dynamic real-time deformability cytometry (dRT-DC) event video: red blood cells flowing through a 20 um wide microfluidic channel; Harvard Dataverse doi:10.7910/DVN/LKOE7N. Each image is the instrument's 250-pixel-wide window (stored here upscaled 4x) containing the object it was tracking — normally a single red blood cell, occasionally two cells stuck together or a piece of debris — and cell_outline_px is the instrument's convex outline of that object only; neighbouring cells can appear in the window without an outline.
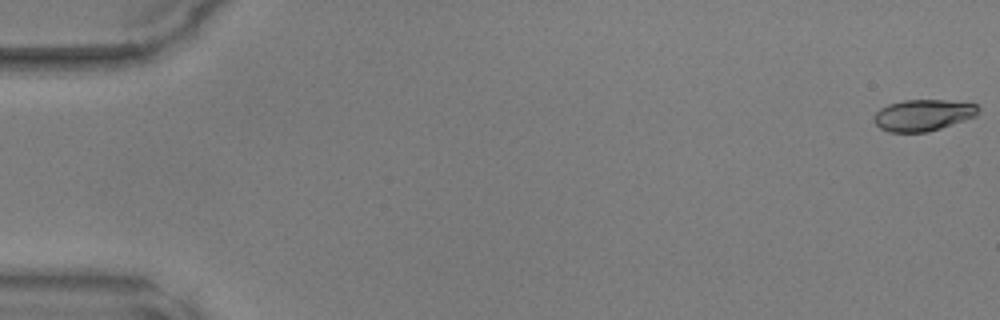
{"species": "common noctule bat (a hibernating species)", "species_latin": "Nyctalus noctula", "temperature_condition": "warm", "stored_images_in_passage": 47, "camera_frame_rate_fps": 3000, "um_per_image_px": 0.085, "animal": {"sex": "male", "body_mass_g": 17.9, "forearm_length_mm": 54.2}, "frame": {"image": 1, "passage_image": 1, "time_ms": 0.0, "image_size_px": [1000, 320], "cell_outline_px": [[980, 108], [976, 116], [928, 132], [888, 132], [880, 128], [872, 120], [872, 116], [880, 108], [888, 104], [904, 100], [948, 100], [976, 104]], "centroid_in_image_um": [78.43, 9.78], "position_along_channel_um": 6.6, "area_um2": 19.19}}
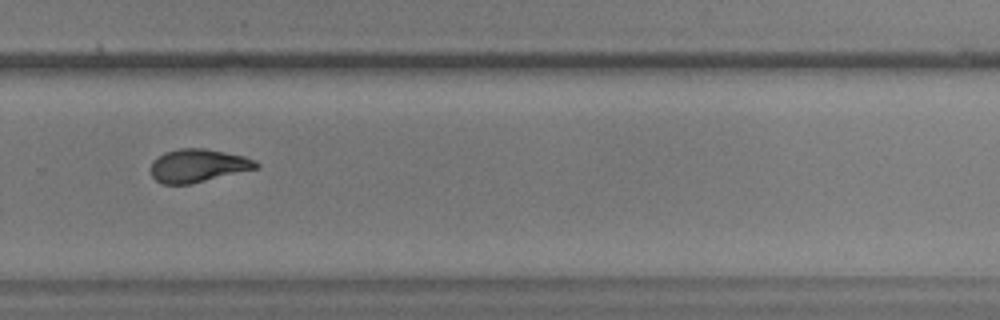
{"frame": {"image": 2, "passage_image": 34, "time_ms": 11.0, "image_size_px": [1000, 320], "cell_outline_px": [[260, 168], [192, 184], [164, 184], [156, 180], [152, 176], [152, 160], [164, 152], [180, 148], [204, 148], [244, 156], [256, 160], [260, 164]], "centroid_in_image_um": [16.87, 14.08], "position_along_channel_um": 312.9, "area_um2": 20.52}}
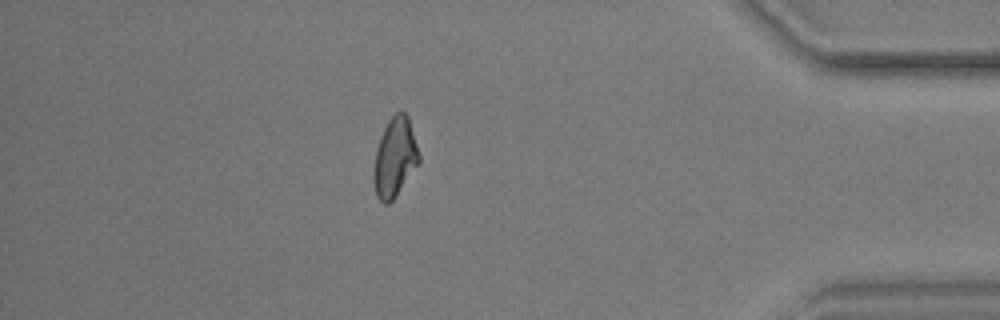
{"frame": {"image": 3, "passage_image": 43, "time_ms": 14.0, "image_size_px": [1000, 320], "cell_outline_px": [[420, 164], [392, 200], [388, 204], [384, 204], [376, 196], [372, 180], [372, 172], [376, 148], [380, 136], [388, 120], [396, 112], [404, 112], [408, 116], [420, 156]], "centroid_in_image_um": [33.54, 13.41], "position_along_channel_um": 401.7, "area_um2": 21.15}}